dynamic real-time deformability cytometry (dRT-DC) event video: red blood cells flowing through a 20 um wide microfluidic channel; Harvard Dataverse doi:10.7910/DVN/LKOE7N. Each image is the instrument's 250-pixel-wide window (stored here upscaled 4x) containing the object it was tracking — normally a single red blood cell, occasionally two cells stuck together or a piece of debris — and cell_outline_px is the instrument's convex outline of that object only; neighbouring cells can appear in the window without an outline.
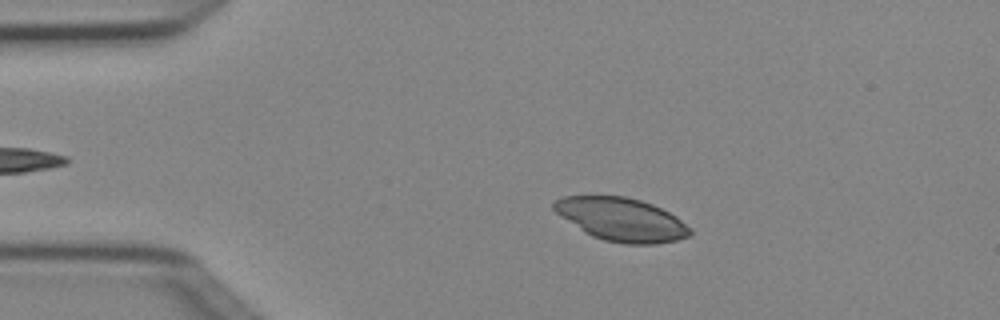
{"species": "Egyptian fruit bat (a non-hibernating species)", "species_latin": "Rousettus aegyptiacus", "temperature_condition": "cold", "stored_images_in_passage": 3, "camera_frame_rate_fps": 3000, "um_per_image_px": 0.085, "animal": {"sex": "female"}, "frame": {"image": 1, "passage_image": 2, "time_ms": 0.333, "image_size_px": [1000, 320], "cell_outline_px": [[692, 232], [688, 236], [676, 240], [656, 244], [624, 244], [604, 240], [592, 236], [584, 232], [560, 216], [552, 208], [552, 204], [556, 200], [564, 196], [624, 196], [640, 200], [652, 204], [676, 216], [692, 228]], "centroid_in_image_um": [52.82, 18.66], "position_along_channel_um": 32.2, "area_um2": 34.28}}